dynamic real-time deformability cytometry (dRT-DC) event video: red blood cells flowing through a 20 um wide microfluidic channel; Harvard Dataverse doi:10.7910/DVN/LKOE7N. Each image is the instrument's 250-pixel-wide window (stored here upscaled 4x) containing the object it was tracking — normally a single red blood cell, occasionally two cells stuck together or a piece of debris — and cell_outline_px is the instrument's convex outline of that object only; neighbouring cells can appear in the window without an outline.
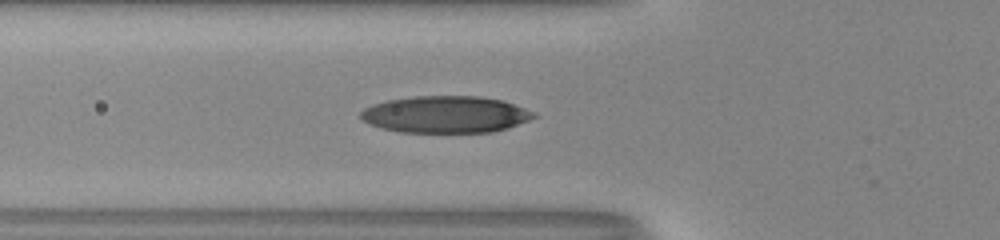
{"species": "human", "species_latin": "Homo sapiens", "temperature_condition": "room temperature", "stored_images_in_passage": 35, "camera_frame_rate_fps": 3000, "um_per_image_px": 0.085, "donor": {"sex": "male"}, "frame": {"image": 1, "passage_image": 3, "time_ms": 0.667, "image_size_px": [1000, 240], "cell_outline_px": [[540, 116], [508, 128], [492, 132], [400, 132], [380, 128], [368, 124], [360, 116], [360, 112], [364, 108], [372, 104], [388, 100], [416, 96], [480, 96], [504, 100], [536, 112]], "centroid_in_image_um": [37.91, 9.72], "position_along_channel_um": 87.9, "area_um2": 37.51}}
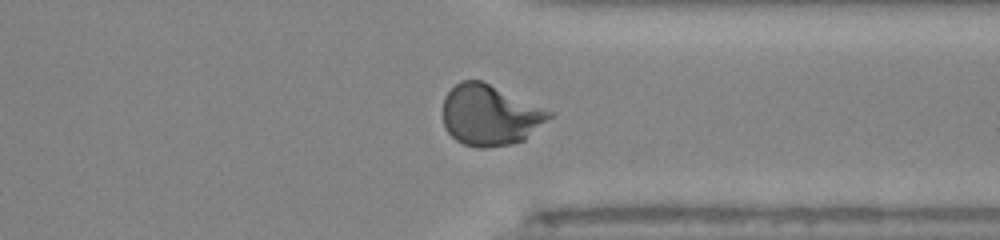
{"frame": {"image": 2, "passage_image": 24, "time_ms": 7.667, "image_size_px": [1000, 240], "cell_outline_px": [[552, 116], [524, 140], [512, 144], [488, 148], [476, 148], [464, 144], [456, 140], [448, 132], [444, 124], [444, 96], [460, 80], [480, 80], [552, 112]], "centroid_in_image_um": [41.62, 9.81], "position_along_channel_um": 369.8, "area_um2": 37.11}}
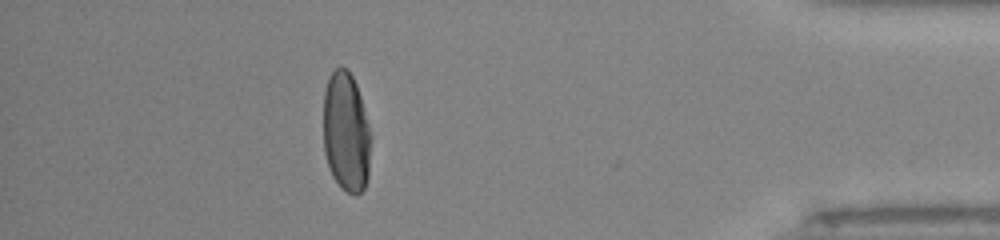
{"frame": {"image": 3, "passage_image": 30, "time_ms": 9.667, "image_size_px": [1000, 240], "cell_outline_px": [[368, 176], [364, 188], [360, 192], [348, 192], [340, 188], [332, 176], [324, 152], [324, 92], [328, 76], [340, 64], [348, 68], [356, 84], [364, 108], [368, 124]], "centroid_in_image_um": [29.38, 11.17], "position_along_channel_um": 405.8, "area_um2": 32.77}}